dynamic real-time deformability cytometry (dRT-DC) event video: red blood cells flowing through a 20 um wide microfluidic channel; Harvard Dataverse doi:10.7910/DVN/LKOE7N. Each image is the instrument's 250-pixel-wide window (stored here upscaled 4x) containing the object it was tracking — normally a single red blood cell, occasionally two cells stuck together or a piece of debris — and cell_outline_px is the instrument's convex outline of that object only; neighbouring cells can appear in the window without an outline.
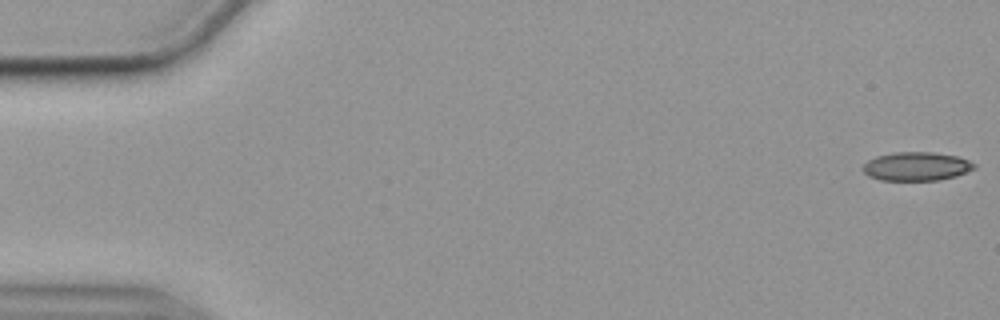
{"species": "common noctule bat (a hibernating species)", "species_latin": "Nyctalus noctula", "temperature_condition": "cold", "stored_images_in_passage": 56, "camera_frame_rate_fps": 3000, "um_per_image_px": 0.085, "animal": {"sex": "female", "body_mass_g": 19.9}, "frame": {"image": 1, "passage_image": 1, "time_ms": 0.0, "image_size_px": [1000, 320], "cell_outline_px": [[976, 168], [956, 176], [940, 180], [880, 180], [868, 176], [860, 168], [868, 160], [876, 156], [892, 152], [932, 152], [956, 156], [968, 160], [976, 164]], "centroid_in_image_um": [77.87, 14.14], "position_along_channel_um": 7.1, "area_um2": 18.73}}
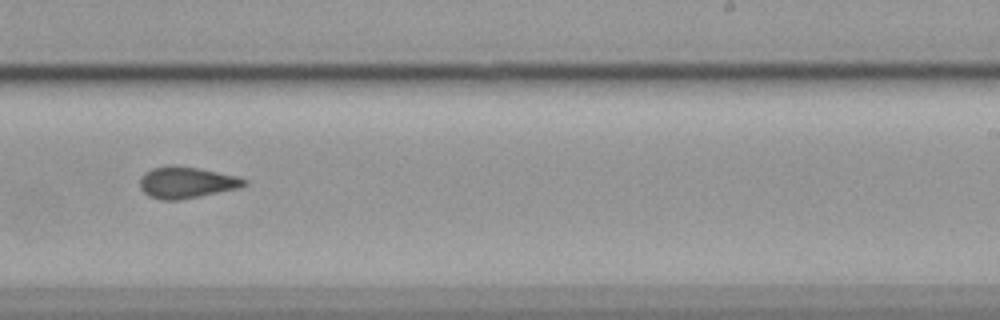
{"frame": {"image": 2, "passage_image": 35, "time_ms": 11.333, "image_size_px": [1000, 320], "cell_outline_px": [[248, 184], [240, 188], [180, 200], [160, 200], [148, 196], [140, 188], [140, 176], [144, 172], [152, 168], [172, 164], [200, 168], [236, 176], [248, 180]], "centroid_in_image_um": [15.84, 15.5], "position_along_channel_um": 273.2, "area_um2": 19.42}}
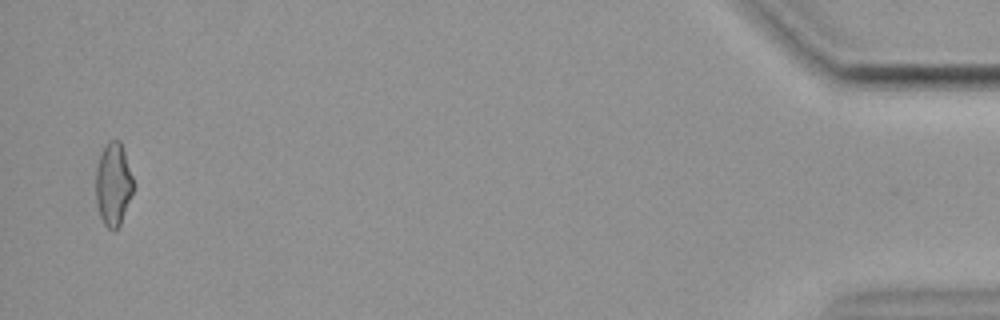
{"frame": {"image": 3, "passage_image": 55, "time_ms": 18.0, "image_size_px": [1000, 320], "cell_outline_px": [[136, 184], [120, 224], [112, 232], [104, 224], [100, 216], [96, 204], [96, 168], [100, 156], [104, 148], [112, 140], [120, 140]], "centroid_in_image_um": [9.65, 15.69], "position_along_channel_um": 425.6, "area_um2": 18.15}, "authors_computed_cell_mechanics": {"area_um2": 19.074, "velocity_mm_per_s": 3.5733, "shape_relaxation_time_tau1_ms": 9.5548, "shape_relaxation_time_tau2_ms": 2.6279, "deformation_change_tau1": 0.1405, "deformation_change_tau2": 0.0863}}